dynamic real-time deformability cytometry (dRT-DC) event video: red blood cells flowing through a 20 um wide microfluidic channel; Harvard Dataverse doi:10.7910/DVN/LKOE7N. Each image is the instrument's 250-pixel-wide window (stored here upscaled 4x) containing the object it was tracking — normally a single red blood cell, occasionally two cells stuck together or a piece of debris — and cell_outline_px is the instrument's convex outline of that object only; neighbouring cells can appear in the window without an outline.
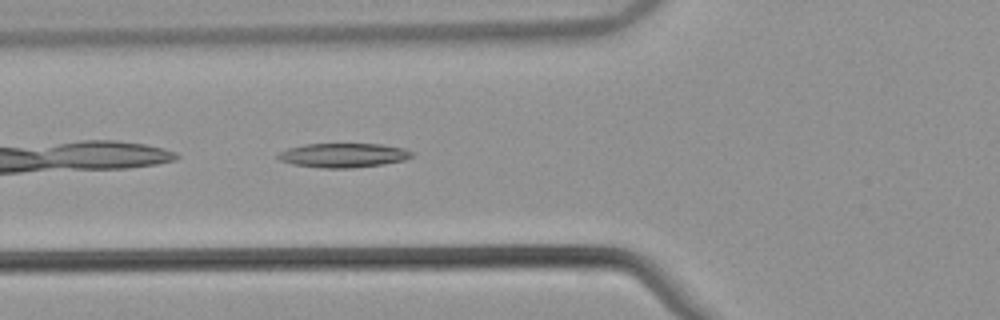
{"species": "common noctule bat (a hibernating species)", "species_latin": "Nyctalus noctula", "temperature_condition": "warm", "stored_images_in_passage": 36, "camera_frame_rate_fps": 3000, "um_per_image_px": 0.085, "animal": {"sex": "male", "body_mass_g": 21.5, "forearm_length_mm": 52.0}, "frame": {"image": 1, "passage_image": 3, "time_ms": 0.667, "image_size_px": [1000, 320], "cell_outline_px": [[412, 156], [404, 160], [384, 164], [352, 168], [320, 168], [292, 164], [280, 160], [276, 156], [280, 152], [288, 148], [304, 144], [380, 144], [404, 148], [412, 152]], "centroid_in_image_um": [29.16, 13.2], "position_along_channel_um": 96.6, "area_um2": 18.9}}
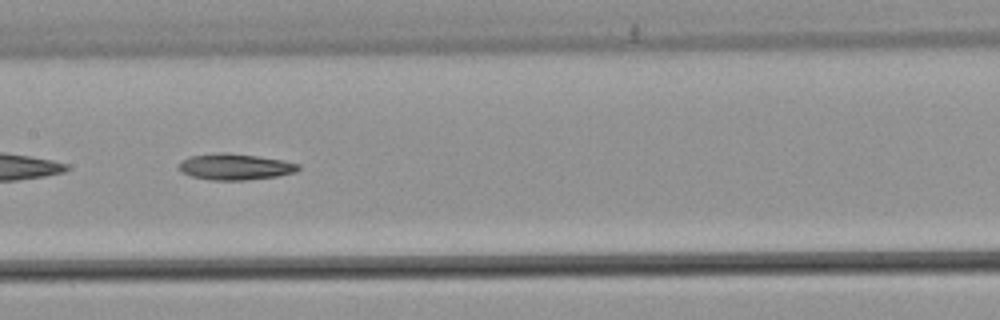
{"frame": {"image": 2, "passage_image": 10, "time_ms": 3.0, "image_size_px": [1000, 320], "cell_outline_px": [[300, 168], [296, 172], [276, 176], [248, 180], [212, 180], [192, 176], [180, 172], [180, 164], [184, 160], [192, 156], [220, 152], [228, 152], [284, 160], [300, 164]], "centroid_in_image_um": [20.03, 14.17], "position_along_channel_um": 187.4, "area_um2": 18.09}}
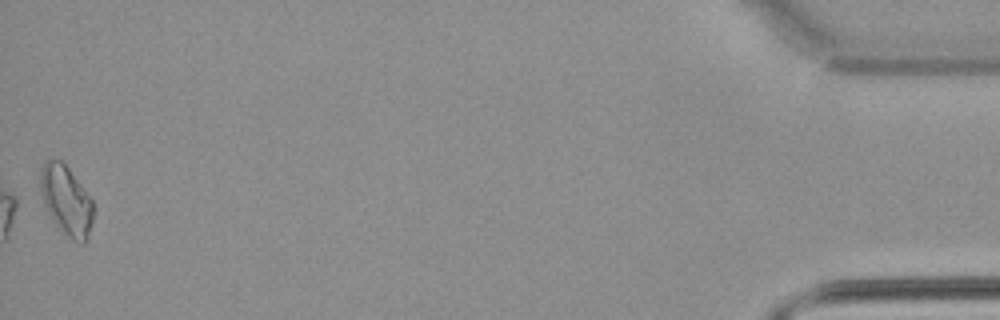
{"frame": {"image": 3, "passage_image": 36, "time_ms": 11.667, "image_size_px": [1000, 320], "cell_outline_px": [[92, 224], [88, 236], [84, 244], [80, 244], [64, 236], [60, 232], [44, 200], [40, 188], [40, 180], [44, 160], [60, 160], [68, 168], [92, 200]], "centroid_in_image_um": [5.65, 17.09], "position_along_channel_um": 429.5, "area_um2": 20.92}}